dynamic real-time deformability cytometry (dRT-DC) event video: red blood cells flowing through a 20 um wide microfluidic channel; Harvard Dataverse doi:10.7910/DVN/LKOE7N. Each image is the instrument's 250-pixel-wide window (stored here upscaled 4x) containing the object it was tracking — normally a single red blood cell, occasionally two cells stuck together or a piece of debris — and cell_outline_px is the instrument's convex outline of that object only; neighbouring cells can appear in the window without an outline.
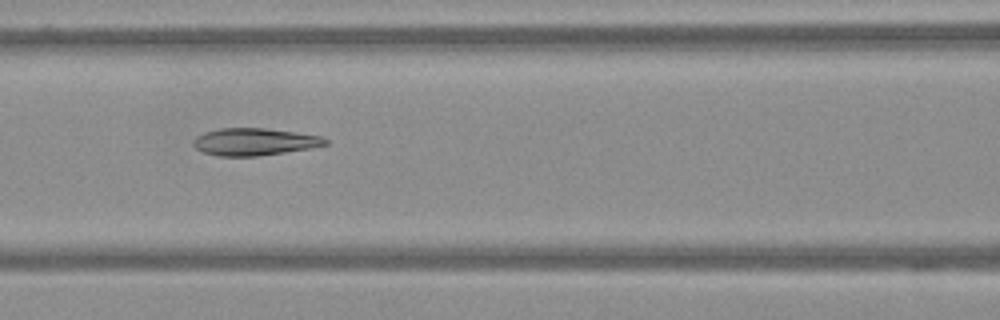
{"species": "Egyptian fruit bat (a non-hibernating species)", "species_latin": "Rousettus aegyptiacus", "temperature_condition": "warm", "stored_images_in_passage": 62, "camera_frame_rate_fps": 3000, "um_per_image_px": 0.085, "frame": {"image": 1, "passage_image": 28, "time_ms": 9.0, "image_size_px": [1000, 320], "cell_outline_px": [[328, 144], [312, 148], [256, 156], [216, 156], [204, 152], [196, 148], [192, 144], [192, 140], [196, 136], [204, 132], [220, 128], [264, 128], [296, 132], [324, 136], [328, 140]], "centroid_in_image_um": [21.63, 12.04], "position_along_channel_um": 145.0, "area_um2": 21.1}}
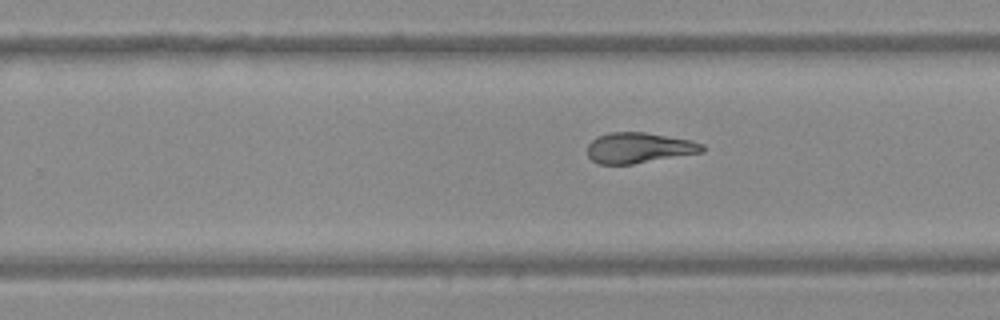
{"frame": {"image": 2, "passage_image": 40, "time_ms": 13.0, "image_size_px": [1000, 320], "cell_outline_px": [[704, 152], [632, 164], [596, 164], [588, 156], [588, 144], [596, 136], [608, 132], [644, 132], [692, 140], [704, 144]], "centroid_in_image_um": [54.3, 12.56], "position_along_channel_um": 275.5, "area_um2": 20.58}}
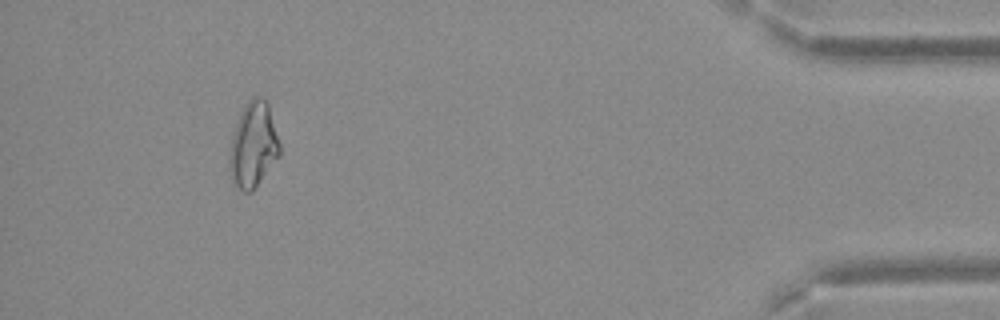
{"frame": {"image": 3, "passage_image": 58, "time_ms": 19.0, "image_size_px": [1000, 320], "cell_outline_px": [[280, 156], [252, 192], [244, 192], [232, 184], [228, 168], [228, 152], [232, 136], [240, 112], [244, 104], [252, 96], [260, 96], [268, 104], [280, 144]], "centroid_in_image_um": [21.49, 12.35], "position_along_channel_um": 413.7, "area_um2": 25.37}}